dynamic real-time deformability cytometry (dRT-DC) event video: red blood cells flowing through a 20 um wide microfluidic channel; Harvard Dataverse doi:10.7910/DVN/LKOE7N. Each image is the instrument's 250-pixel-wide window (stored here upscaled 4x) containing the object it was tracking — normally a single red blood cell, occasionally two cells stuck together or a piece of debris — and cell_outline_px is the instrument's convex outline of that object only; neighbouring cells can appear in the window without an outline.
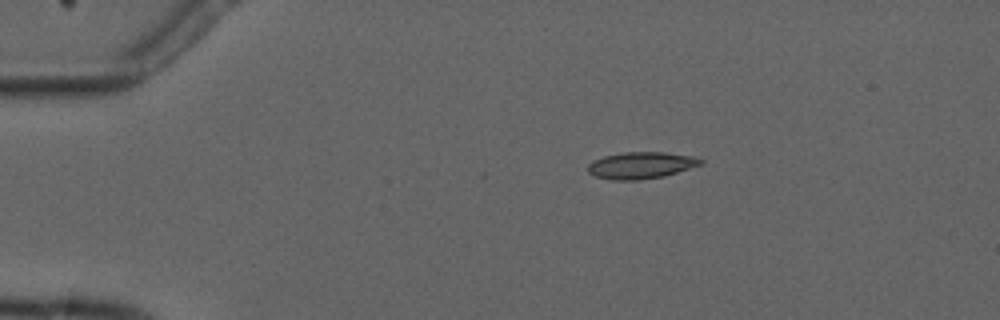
{"species": "common noctule bat (a hibernating species)", "species_latin": "Nyctalus noctula", "temperature_condition": "cold", "stored_images_in_passage": 5, "camera_frame_rate_fps": 3000, "um_per_image_px": 0.085, "animal": {"sex": "male", "forearm_length_mm": 52.5}, "frame": {"image": 1, "passage_image": 2, "time_ms": 2.0, "image_size_px": [1000, 320], "cell_outline_px": [[704, 164], [664, 176], [640, 180], [612, 180], [596, 176], [588, 172], [588, 164], [592, 160], [604, 156], [624, 152], [664, 152], [692, 156], [704, 160]], "centroid_in_image_um": [54.49, 14.05], "position_along_channel_um": 30.5, "area_um2": 17.63}}